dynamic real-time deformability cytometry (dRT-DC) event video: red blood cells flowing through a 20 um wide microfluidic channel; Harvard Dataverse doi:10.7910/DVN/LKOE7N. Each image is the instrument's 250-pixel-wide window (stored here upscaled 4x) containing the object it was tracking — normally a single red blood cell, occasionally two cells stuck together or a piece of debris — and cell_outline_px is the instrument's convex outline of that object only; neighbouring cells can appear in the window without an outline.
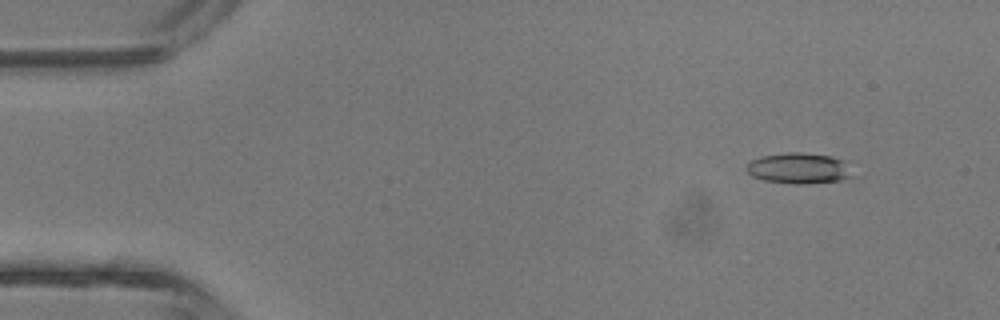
{"species": "common noctule bat (a hibernating species)", "species_latin": "Nyctalus noctula", "temperature_condition": "room temperature", "stored_images_in_passage": 42, "camera_frame_rate_fps": 3000, "um_per_image_px": 0.085, "animal": {"sex": "male", "body_mass_g": 13.3}, "frame": {"image": 1, "passage_image": 4, "time_ms": 1.0, "image_size_px": [1000, 320], "cell_outline_px": [[860, 176], [840, 180], [804, 184], [792, 184], [764, 180], [752, 176], [748, 172], [748, 164], [752, 160], [760, 156], [788, 152], [800, 152], [832, 156], [844, 160]], "centroid_in_image_um": [68.03, 14.31], "position_along_channel_um": 17.0, "area_um2": 19.42}}
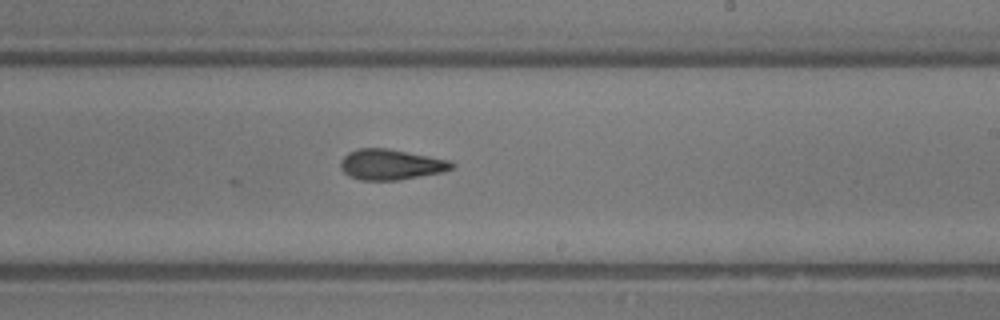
{"frame": {"image": 2, "passage_image": 25, "time_ms": 8.0, "image_size_px": [1000, 320], "cell_outline_px": [[456, 168], [440, 172], [400, 180], [360, 180], [348, 176], [340, 168], [340, 160], [348, 152], [360, 148], [384, 148], [452, 160], [456, 164]], "centroid_in_image_um": [33.23, 13.99], "position_along_channel_um": 255.8, "area_um2": 19.88}}
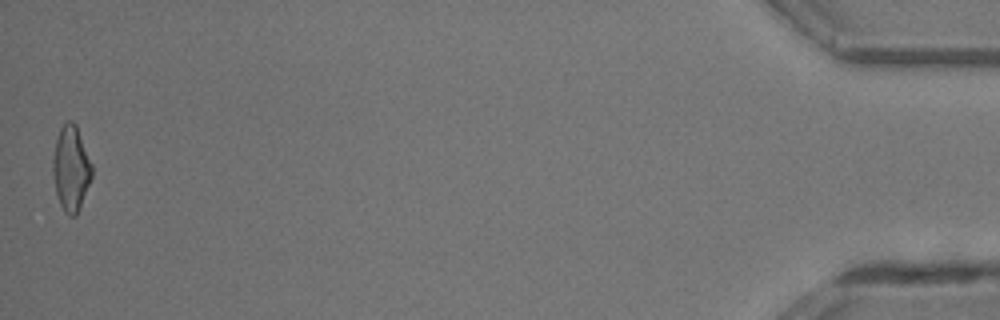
{"frame": {"image": 3, "passage_image": 42, "time_ms": 13.667, "image_size_px": [1000, 320], "cell_outline_px": [[92, 176], [80, 208], [76, 216], [68, 216], [64, 212], [60, 204], [56, 192], [52, 172], [52, 160], [56, 140], [60, 128], [68, 120], [72, 120], [76, 124], [92, 164]], "centroid_in_image_um": [6.03, 14.33], "position_along_channel_um": 429.2, "area_um2": 19.42}, "authors_computed_cell_mechanics": {"area_um2": 19.4786, "velocity_mm_per_s": 4.8333, "shape_relaxation_time_tau1_ms": 3.8466, "shape_relaxation_time_tau2_ms": 2.0414, "deformation_change_tau1": 0.1665, "deformation_change_tau2": 0.1167}}